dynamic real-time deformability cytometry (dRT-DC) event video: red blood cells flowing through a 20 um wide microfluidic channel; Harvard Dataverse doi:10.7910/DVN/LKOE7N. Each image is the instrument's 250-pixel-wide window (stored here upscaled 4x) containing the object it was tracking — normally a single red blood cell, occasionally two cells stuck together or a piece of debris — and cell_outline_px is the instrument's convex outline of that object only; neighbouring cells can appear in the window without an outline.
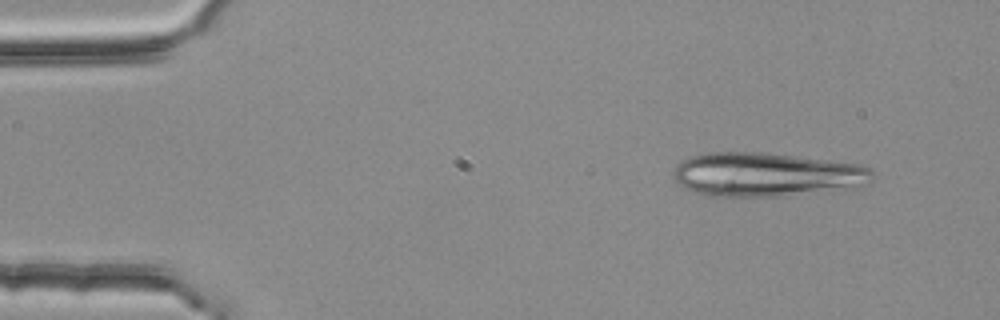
{"species": "common noctule bat (a hibernating species)", "species_latin": "Nyctalus noctula", "temperature_condition": "room temperature", "stored_images_in_passage": 2, "camera_frame_rate_fps": 3000, "um_per_image_px": 0.085, "animal": {"sex": "female", "body_mass_g": 25.1}, "frame": {"image": 1, "passage_image": 1, "time_ms": 0.0, "image_size_px": [1000, 320], "cell_outline_px": [[872, 180], [868, 184], [784, 196], [712, 196], [692, 192], [676, 184], [672, 176], [672, 172], [676, 164], [692, 156], [708, 152], [760, 152], [856, 164], [868, 168], [872, 172]], "centroid_in_image_um": [65.0, 14.84], "position_along_channel_um": 20.0, "area_um2": 50.34}}